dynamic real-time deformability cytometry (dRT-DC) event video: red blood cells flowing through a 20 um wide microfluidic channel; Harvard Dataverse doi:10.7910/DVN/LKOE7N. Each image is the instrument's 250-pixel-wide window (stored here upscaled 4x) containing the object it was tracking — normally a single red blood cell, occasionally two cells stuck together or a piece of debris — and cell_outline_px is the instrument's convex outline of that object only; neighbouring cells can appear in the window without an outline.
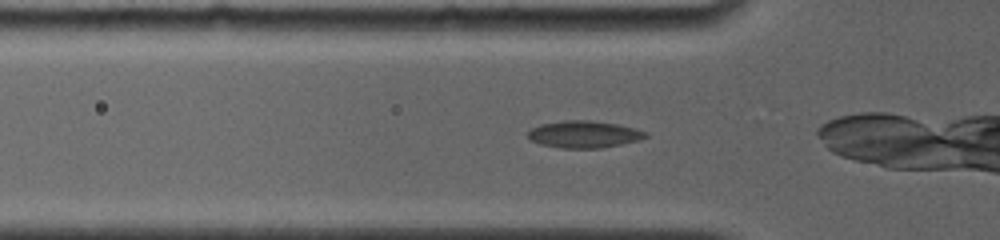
{"species": "common noctule bat (a hibernating species)", "species_latin": "Nyctalus noctula", "temperature_condition": "room temperature", "stored_images_in_passage": 32, "camera_frame_rate_fps": 4000, "um_per_image_px": 0.085, "animal": {"sex": "female", "body_mass_g": 19.0, "forearm_length_mm": 56.7}, "frame": {"image": 1, "passage_image": 3, "time_ms": 0.5, "image_size_px": [1000, 240], "cell_outline_px": [[648, 136], [640, 140], [600, 148], [560, 148], [540, 144], [528, 140], [528, 132], [532, 128], [540, 124], [564, 120], [592, 120], [616, 124], [636, 128], [648, 132]], "centroid_in_image_um": [49.63, 11.41], "position_along_channel_um": 76.2, "area_um2": 18.67}}
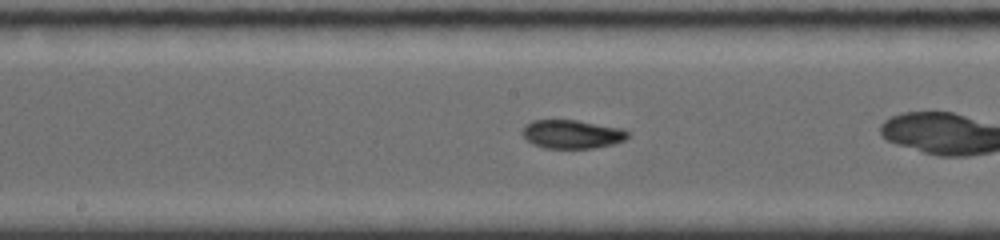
{"frame": {"image": 2, "passage_image": 12, "time_ms": 3.75, "image_size_px": [1000, 240], "cell_outline_px": [[632, 132], [624, 140], [612, 144], [592, 148], [544, 148], [532, 144], [520, 132], [532, 120], [576, 120], [624, 128]], "centroid_in_image_um": [48.65, 11.4], "position_along_channel_um": 199.5, "area_um2": 17.63}}
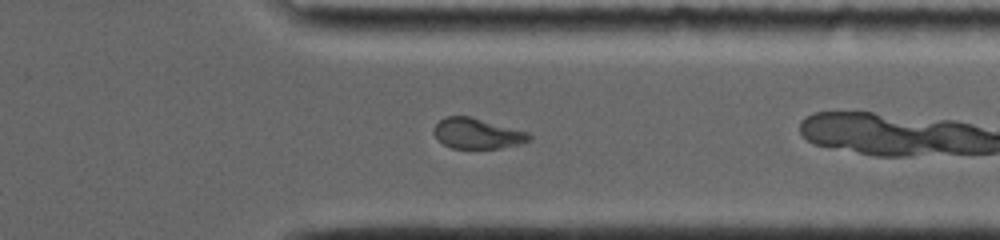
{"frame": {"image": 3, "passage_image": 26, "time_ms": 8.25, "image_size_px": [1000, 240], "cell_outline_px": [[532, 140], [520, 144], [500, 148], [452, 148], [444, 144], [432, 132], [432, 128], [444, 116], [472, 116], [528, 132], [532, 136]], "centroid_in_image_um": [40.58, 11.33], "position_along_channel_um": 370.8, "area_um2": 17.05}}